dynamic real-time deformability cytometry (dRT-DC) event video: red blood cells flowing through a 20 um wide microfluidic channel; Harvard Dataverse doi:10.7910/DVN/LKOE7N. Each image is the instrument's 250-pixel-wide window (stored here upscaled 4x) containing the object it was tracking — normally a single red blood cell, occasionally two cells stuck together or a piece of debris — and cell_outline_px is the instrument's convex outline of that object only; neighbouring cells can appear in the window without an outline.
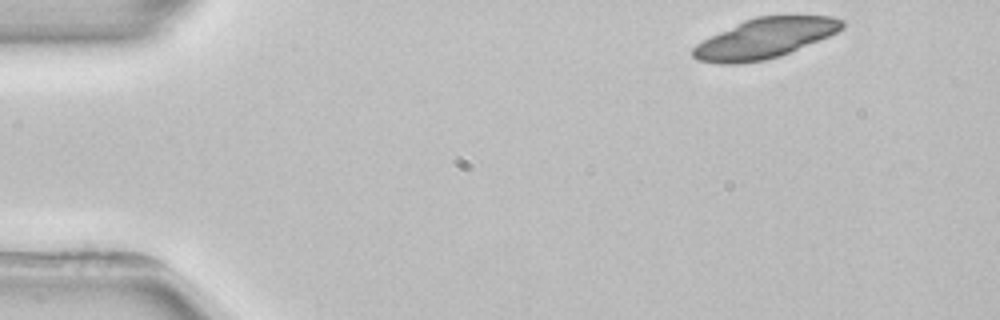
{"species": "common noctule bat (a hibernating species)", "species_latin": "Nyctalus noctula", "temperature_condition": "room temperature", "stored_images_in_passage": 5, "camera_frame_rate_fps": 3000, "um_per_image_px": 0.085, "animal": {"sex": "female", "body_mass_g": 22.7, "forearm_length_mm": 54.2}, "frame": {"image": 1, "passage_image": 1, "time_ms": 0.0, "image_size_px": [1000, 320], "cell_outline_px": [[844, 28], [828, 36], [780, 56], [764, 60], [740, 64], [716, 64], [696, 60], [692, 56], [692, 48], [696, 44], [744, 20], [756, 16], [832, 16], [844, 20]], "centroid_in_image_um": [64.99, 3.27], "position_along_channel_um": 20.0, "area_um2": 34.51}}